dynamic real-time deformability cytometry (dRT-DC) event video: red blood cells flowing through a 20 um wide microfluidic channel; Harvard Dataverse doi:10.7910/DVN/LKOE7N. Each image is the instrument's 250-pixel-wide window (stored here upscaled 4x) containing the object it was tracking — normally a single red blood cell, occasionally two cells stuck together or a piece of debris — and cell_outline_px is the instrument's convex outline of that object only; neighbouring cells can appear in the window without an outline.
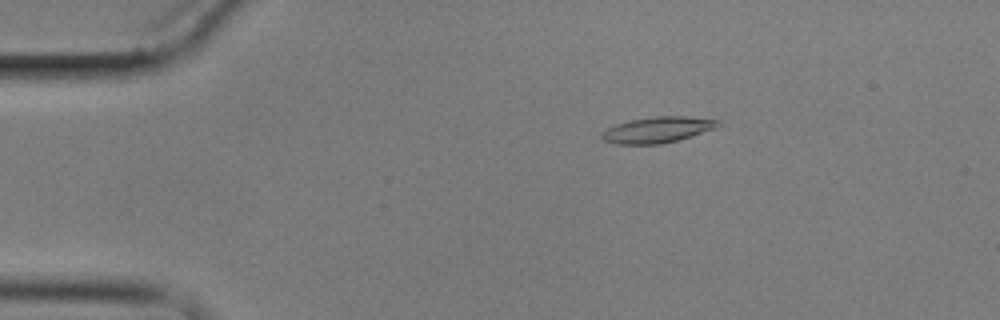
{"species": "common noctule bat (a hibernating species)", "species_latin": "Nyctalus noctula", "temperature_condition": "cold", "stored_images_in_passage": 4, "camera_frame_rate_fps": 3000, "um_per_image_px": 0.085, "animal": {"sex": "male", "body_mass_g": 17.9}, "frame": {"image": 1, "passage_image": 4, "time_ms": 3.333, "image_size_px": [1000, 320], "cell_outline_px": [[720, 124], [716, 128], [692, 136], [660, 144], [616, 144], [604, 140], [600, 136], [608, 128], [616, 124], [632, 120], [656, 116], [684, 116], [720, 120]], "centroid_in_image_um": [55.92, 11.03], "position_along_channel_um": 29.1, "area_um2": 17.34}}